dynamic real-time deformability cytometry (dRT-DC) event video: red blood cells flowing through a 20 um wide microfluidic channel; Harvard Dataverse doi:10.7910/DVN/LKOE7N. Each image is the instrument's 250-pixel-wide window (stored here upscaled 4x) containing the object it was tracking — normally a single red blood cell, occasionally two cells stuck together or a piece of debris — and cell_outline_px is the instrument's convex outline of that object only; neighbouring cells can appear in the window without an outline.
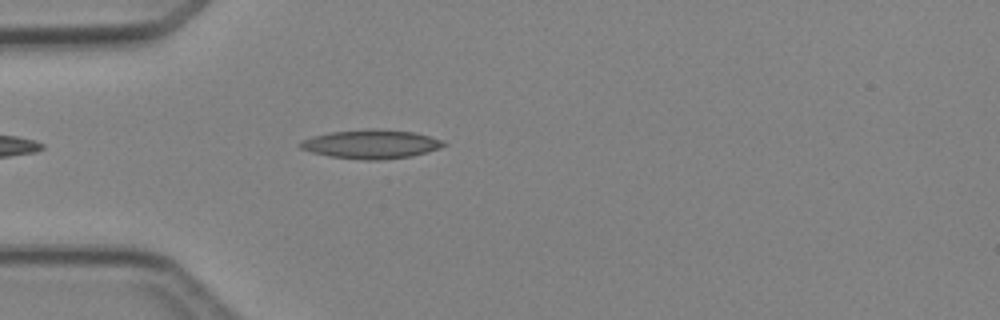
{"species": "Egyptian fruit bat (a non-hibernating species)", "species_latin": "Rousettus aegyptiacus", "temperature_condition": "cold", "stored_images_in_passage": 3, "camera_frame_rate_fps": 3000, "um_per_image_px": 0.085, "animal": {"sex": "female"}, "frame": {"image": 1, "passage_image": 3, "time_ms": 3.333, "image_size_px": [1000, 320], "cell_outline_px": [[448, 144], [440, 148], [428, 152], [412, 156], [380, 160], [364, 160], [332, 156], [312, 152], [300, 148], [296, 144], [300, 140], [312, 136], [328, 132], [372, 128], [412, 132], [428, 136], [440, 140]], "centroid_in_image_um": [31.5, 12.25], "position_along_channel_um": 53.5, "area_um2": 24.16}}